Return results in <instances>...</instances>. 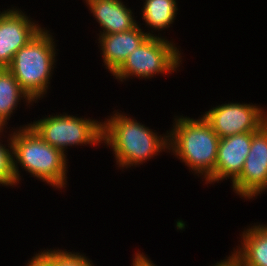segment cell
<instances>
[{"mask_svg":"<svg viewBox=\"0 0 267 266\" xmlns=\"http://www.w3.org/2000/svg\"><path fill=\"white\" fill-rule=\"evenodd\" d=\"M45 142L64 154L68 146L102 144L103 122L68 114L50 115L28 124Z\"/></svg>","mask_w":267,"mask_h":266,"instance_id":"cell-6","label":"cell"},{"mask_svg":"<svg viewBox=\"0 0 267 266\" xmlns=\"http://www.w3.org/2000/svg\"><path fill=\"white\" fill-rule=\"evenodd\" d=\"M35 22L14 7L0 11V68H7L14 54L43 29Z\"/></svg>","mask_w":267,"mask_h":266,"instance_id":"cell-9","label":"cell"},{"mask_svg":"<svg viewBox=\"0 0 267 266\" xmlns=\"http://www.w3.org/2000/svg\"><path fill=\"white\" fill-rule=\"evenodd\" d=\"M135 258H133V262L131 266H157L153 261L146 257L143 253H140L139 251L135 253Z\"/></svg>","mask_w":267,"mask_h":266,"instance_id":"cell-18","label":"cell"},{"mask_svg":"<svg viewBox=\"0 0 267 266\" xmlns=\"http://www.w3.org/2000/svg\"><path fill=\"white\" fill-rule=\"evenodd\" d=\"M33 104L30 97L21 89L18 81L7 68H0V121L6 126L20 100ZM32 102V103H31ZM17 106V107H16Z\"/></svg>","mask_w":267,"mask_h":266,"instance_id":"cell-14","label":"cell"},{"mask_svg":"<svg viewBox=\"0 0 267 266\" xmlns=\"http://www.w3.org/2000/svg\"><path fill=\"white\" fill-rule=\"evenodd\" d=\"M256 104L225 103L211 107L202 116L220 137L255 132L267 122V112Z\"/></svg>","mask_w":267,"mask_h":266,"instance_id":"cell-7","label":"cell"},{"mask_svg":"<svg viewBox=\"0 0 267 266\" xmlns=\"http://www.w3.org/2000/svg\"><path fill=\"white\" fill-rule=\"evenodd\" d=\"M214 266H235L228 258L217 262Z\"/></svg>","mask_w":267,"mask_h":266,"instance_id":"cell-19","label":"cell"},{"mask_svg":"<svg viewBox=\"0 0 267 266\" xmlns=\"http://www.w3.org/2000/svg\"><path fill=\"white\" fill-rule=\"evenodd\" d=\"M7 139L9 140L7 142L9 143L7 144L8 146H6L5 144L3 145L0 142V185L2 184V186H17L13 172V149L10 134ZM0 141L2 140L0 139Z\"/></svg>","mask_w":267,"mask_h":266,"instance_id":"cell-17","label":"cell"},{"mask_svg":"<svg viewBox=\"0 0 267 266\" xmlns=\"http://www.w3.org/2000/svg\"><path fill=\"white\" fill-rule=\"evenodd\" d=\"M26 266H94L84 254L52 249L36 253Z\"/></svg>","mask_w":267,"mask_h":266,"instance_id":"cell-16","label":"cell"},{"mask_svg":"<svg viewBox=\"0 0 267 266\" xmlns=\"http://www.w3.org/2000/svg\"><path fill=\"white\" fill-rule=\"evenodd\" d=\"M142 19L153 30H164L173 24L178 10L176 0H145Z\"/></svg>","mask_w":267,"mask_h":266,"instance_id":"cell-15","label":"cell"},{"mask_svg":"<svg viewBox=\"0 0 267 266\" xmlns=\"http://www.w3.org/2000/svg\"><path fill=\"white\" fill-rule=\"evenodd\" d=\"M7 127L5 126L1 121H0V133L3 134L4 128Z\"/></svg>","mask_w":267,"mask_h":266,"instance_id":"cell-20","label":"cell"},{"mask_svg":"<svg viewBox=\"0 0 267 266\" xmlns=\"http://www.w3.org/2000/svg\"><path fill=\"white\" fill-rule=\"evenodd\" d=\"M141 25L126 32L99 35L98 43L102 50L105 68L113 74L125 61L130 53L138 48L149 36L150 31H142Z\"/></svg>","mask_w":267,"mask_h":266,"instance_id":"cell-11","label":"cell"},{"mask_svg":"<svg viewBox=\"0 0 267 266\" xmlns=\"http://www.w3.org/2000/svg\"><path fill=\"white\" fill-rule=\"evenodd\" d=\"M108 117L103 122L102 143L112 148L118 167L138 166L169 149L168 133L159 136L136 119L117 111Z\"/></svg>","mask_w":267,"mask_h":266,"instance_id":"cell-1","label":"cell"},{"mask_svg":"<svg viewBox=\"0 0 267 266\" xmlns=\"http://www.w3.org/2000/svg\"><path fill=\"white\" fill-rule=\"evenodd\" d=\"M96 21L103 29L99 35L126 32L138 25L133 12L122 0H85Z\"/></svg>","mask_w":267,"mask_h":266,"instance_id":"cell-12","label":"cell"},{"mask_svg":"<svg viewBox=\"0 0 267 266\" xmlns=\"http://www.w3.org/2000/svg\"><path fill=\"white\" fill-rule=\"evenodd\" d=\"M232 188L240 197L249 200L267 189V122L252 132L250 152Z\"/></svg>","mask_w":267,"mask_h":266,"instance_id":"cell-8","label":"cell"},{"mask_svg":"<svg viewBox=\"0 0 267 266\" xmlns=\"http://www.w3.org/2000/svg\"><path fill=\"white\" fill-rule=\"evenodd\" d=\"M252 143V132L220 138L214 173L205 184H214L226 178L233 183L241 174Z\"/></svg>","mask_w":267,"mask_h":266,"instance_id":"cell-10","label":"cell"},{"mask_svg":"<svg viewBox=\"0 0 267 266\" xmlns=\"http://www.w3.org/2000/svg\"><path fill=\"white\" fill-rule=\"evenodd\" d=\"M175 45L165 37L149 36L112 75L124 82L131 76L150 79L156 74H172L182 61L181 52Z\"/></svg>","mask_w":267,"mask_h":266,"instance_id":"cell-5","label":"cell"},{"mask_svg":"<svg viewBox=\"0 0 267 266\" xmlns=\"http://www.w3.org/2000/svg\"><path fill=\"white\" fill-rule=\"evenodd\" d=\"M241 236V246L227 258L235 266H267V224L249 226Z\"/></svg>","mask_w":267,"mask_h":266,"instance_id":"cell-13","label":"cell"},{"mask_svg":"<svg viewBox=\"0 0 267 266\" xmlns=\"http://www.w3.org/2000/svg\"><path fill=\"white\" fill-rule=\"evenodd\" d=\"M168 132V150L205 181L214 173L220 137L201 115L200 118L176 116Z\"/></svg>","mask_w":267,"mask_h":266,"instance_id":"cell-3","label":"cell"},{"mask_svg":"<svg viewBox=\"0 0 267 266\" xmlns=\"http://www.w3.org/2000/svg\"><path fill=\"white\" fill-rule=\"evenodd\" d=\"M13 172L20 181L18 164L30 175L56 189L67 184L66 154L45 142L29 125L12 132ZM18 163V164H17Z\"/></svg>","mask_w":267,"mask_h":266,"instance_id":"cell-2","label":"cell"},{"mask_svg":"<svg viewBox=\"0 0 267 266\" xmlns=\"http://www.w3.org/2000/svg\"><path fill=\"white\" fill-rule=\"evenodd\" d=\"M45 28L20 48L7 69L35 103L47 94L56 63L55 39ZM51 77V78H50Z\"/></svg>","mask_w":267,"mask_h":266,"instance_id":"cell-4","label":"cell"}]
</instances>
